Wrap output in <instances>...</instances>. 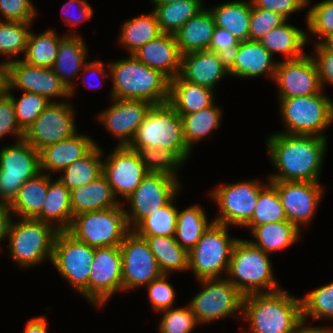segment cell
<instances>
[{
    "mask_svg": "<svg viewBox=\"0 0 333 333\" xmlns=\"http://www.w3.org/2000/svg\"><path fill=\"white\" fill-rule=\"evenodd\" d=\"M267 150L277 174L269 182H318L327 149V138L277 132L266 140Z\"/></svg>",
    "mask_w": 333,
    "mask_h": 333,
    "instance_id": "cell-1",
    "label": "cell"
},
{
    "mask_svg": "<svg viewBox=\"0 0 333 333\" xmlns=\"http://www.w3.org/2000/svg\"><path fill=\"white\" fill-rule=\"evenodd\" d=\"M242 315L250 323L243 333H297L303 324L301 299L282 289L244 296Z\"/></svg>",
    "mask_w": 333,
    "mask_h": 333,
    "instance_id": "cell-2",
    "label": "cell"
},
{
    "mask_svg": "<svg viewBox=\"0 0 333 333\" xmlns=\"http://www.w3.org/2000/svg\"><path fill=\"white\" fill-rule=\"evenodd\" d=\"M108 71L113 81L112 98L144 100L153 105L168 102L169 79L139 62L134 55L108 63Z\"/></svg>",
    "mask_w": 333,
    "mask_h": 333,
    "instance_id": "cell-3",
    "label": "cell"
},
{
    "mask_svg": "<svg viewBox=\"0 0 333 333\" xmlns=\"http://www.w3.org/2000/svg\"><path fill=\"white\" fill-rule=\"evenodd\" d=\"M269 256L249 240L238 238L232 250L227 279L244 296L279 290Z\"/></svg>",
    "mask_w": 333,
    "mask_h": 333,
    "instance_id": "cell-4",
    "label": "cell"
},
{
    "mask_svg": "<svg viewBox=\"0 0 333 333\" xmlns=\"http://www.w3.org/2000/svg\"><path fill=\"white\" fill-rule=\"evenodd\" d=\"M129 147L135 151L141 147L170 149L185 161L191 152L184 141L181 117L168 102L150 108Z\"/></svg>",
    "mask_w": 333,
    "mask_h": 333,
    "instance_id": "cell-5",
    "label": "cell"
},
{
    "mask_svg": "<svg viewBox=\"0 0 333 333\" xmlns=\"http://www.w3.org/2000/svg\"><path fill=\"white\" fill-rule=\"evenodd\" d=\"M21 219V220H20ZM11 220L7 240L12 260L21 267H30L50 260L52 262L56 226L33 218Z\"/></svg>",
    "mask_w": 333,
    "mask_h": 333,
    "instance_id": "cell-6",
    "label": "cell"
},
{
    "mask_svg": "<svg viewBox=\"0 0 333 333\" xmlns=\"http://www.w3.org/2000/svg\"><path fill=\"white\" fill-rule=\"evenodd\" d=\"M279 99L286 129L281 133L327 138L324 131L333 123V101L323 91L310 96Z\"/></svg>",
    "mask_w": 333,
    "mask_h": 333,
    "instance_id": "cell-7",
    "label": "cell"
},
{
    "mask_svg": "<svg viewBox=\"0 0 333 333\" xmlns=\"http://www.w3.org/2000/svg\"><path fill=\"white\" fill-rule=\"evenodd\" d=\"M122 205L75 215L67 231L94 248L120 246L131 231Z\"/></svg>",
    "mask_w": 333,
    "mask_h": 333,
    "instance_id": "cell-8",
    "label": "cell"
},
{
    "mask_svg": "<svg viewBox=\"0 0 333 333\" xmlns=\"http://www.w3.org/2000/svg\"><path fill=\"white\" fill-rule=\"evenodd\" d=\"M237 238L229 237L228 226L211 221L201 239L188 252L189 270L197 280L219 277L228 271Z\"/></svg>",
    "mask_w": 333,
    "mask_h": 333,
    "instance_id": "cell-9",
    "label": "cell"
},
{
    "mask_svg": "<svg viewBox=\"0 0 333 333\" xmlns=\"http://www.w3.org/2000/svg\"><path fill=\"white\" fill-rule=\"evenodd\" d=\"M41 173L40 153L25 139L0 150V203L11 204L21 186Z\"/></svg>",
    "mask_w": 333,
    "mask_h": 333,
    "instance_id": "cell-10",
    "label": "cell"
},
{
    "mask_svg": "<svg viewBox=\"0 0 333 333\" xmlns=\"http://www.w3.org/2000/svg\"><path fill=\"white\" fill-rule=\"evenodd\" d=\"M204 287L189 302V307L199 324L213 322L227 316L235 317L242 314L244 295L228 279H200Z\"/></svg>",
    "mask_w": 333,
    "mask_h": 333,
    "instance_id": "cell-11",
    "label": "cell"
},
{
    "mask_svg": "<svg viewBox=\"0 0 333 333\" xmlns=\"http://www.w3.org/2000/svg\"><path fill=\"white\" fill-rule=\"evenodd\" d=\"M94 247L76 239L67 230L58 231L51 264L88 301V281Z\"/></svg>",
    "mask_w": 333,
    "mask_h": 333,
    "instance_id": "cell-12",
    "label": "cell"
},
{
    "mask_svg": "<svg viewBox=\"0 0 333 333\" xmlns=\"http://www.w3.org/2000/svg\"><path fill=\"white\" fill-rule=\"evenodd\" d=\"M179 179L166 173L147 174L136 190L123 202L130 204L131 212L124 211L133 230L150 213L167 205L181 191Z\"/></svg>",
    "mask_w": 333,
    "mask_h": 333,
    "instance_id": "cell-13",
    "label": "cell"
},
{
    "mask_svg": "<svg viewBox=\"0 0 333 333\" xmlns=\"http://www.w3.org/2000/svg\"><path fill=\"white\" fill-rule=\"evenodd\" d=\"M267 184L259 180L240 181L220 186L210 192L219 206V215L213 221L223 225L245 227L251 220L259 192Z\"/></svg>",
    "mask_w": 333,
    "mask_h": 333,
    "instance_id": "cell-14",
    "label": "cell"
},
{
    "mask_svg": "<svg viewBox=\"0 0 333 333\" xmlns=\"http://www.w3.org/2000/svg\"><path fill=\"white\" fill-rule=\"evenodd\" d=\"M123 291L147 286L163 275L146 239L131 230L120 244Z\"/></svg>",
    "mask_w": 333,
    "mask_h": 333,
    "instance_id": "cell-15",
    "label": "cell"
},
{
    "mask_svg": "<svg viewBox=\"0 0 333 333\" xmlns=\"http://www.w3.org/2000/svg\"><path fill=\"white\" fill-rule=\"evenodd\" d=\"M88 281V301L102 306L118 291H123L120 246L94 248Z\"/></svg>",
    "mask_w": 333,
    "mask_h": 333,
    "instance_id": "cell-16",
    "label": "cell"
},
{
    "mask_svg": "<svg viewBox=\"0 0 333 333\" xmlns=\"http://www.w3.org/2000/svg\"><path fill=\"white\" fill-rule=\"evenodd\" d=\"M74 109L68 102H50L24 133V139L37 151L77 132Z\"/></svg>",
    "mask_w": 333,
    "mask_h": 333,
    "instance_id": "cell-17",
    "label": "cell"
},
{
    "mask_svg": "<svg viewBox=\"0 0 333 333\" xmlns=\"http://www.w3.org/2000/svg\"><path fill=\"white\" fill-rule=\"evenodd\" d=\"M103 161V175L116 196L125 200L136 190L150 172L141 162L139 154L129 146H116Z\"/></svg>",
    "mask_w": 333,
    "mask_h": 333,
    "instance_id": "cell-18",
    "label": "cell"
},
{
    "mask_svg": "<svg viewBox=\"0 0 333 333\" xmlns=\"http://www.w3.org/2000/svg\"><path fill=\"white\" fill-rule=\"evenodd\" d=\"M273 80L278 85L279 98L310 96L323 91L316 64L308 54L277 62Z\"/></svg>",
    "mask_w": 333,
    "mask_h": 333,
    "instance_id": "cell-19",
    "label": "cell"
},
{
    "mask_svg": "<svg viewBox=\"0 0 333 333\" xmlns=\"http://www.w3.org/2000/svg\"><path fill=\"white\" fill-rule=\"evenodd\" d=\"M270 183L277 189L287 220L299 229L309 224L324 193L323 186L309 181Z\"/></svg>",
    "mask_w": 333,
    "mask_h": 333,
    "instance_id": "cell-20",
    "label": "cell"
},
{
    "mask_svg": "<svg viewBox=\"0 0 333 333\" xmlns=\"http://www.w3.org/2000/svg\"><path fill=\"white\" fill-rule=\"evenodd\" d=\"M9 90L15 88L23 92L42 95L50 102L55 97H70L69 90L51 68L34 66L22 59L8 60Z\"/></svg>",
    "mask_w": 333,
    "mask_h": 333,
    "instance_id": "cell-21",
    "label": "cell"
},
{
    "mask_svg": "<svg viewBox=\"0 0 333 333\" xmlns=\"http://www.w3.org/2000/svg\"><path fill=\"white\" fill-rule=\"evenodd\" d=\"M113 104L98 115L103 126L120 141L118 146H129L139 126L153 106L138 99H116Z\"/></svg>",
    "mask_w": 333,
    "mask_h": 333,
    "instance_id": "cell-22",
    "label": "cell"
},
{
    "mask_svg": "<svg viewBox=\"0 0 333 333\" xmlns=\"http://www.w3.org/2000/svg\"><path fill=\"white\" fill-rule=\"evenodd\" d=\"M229 76L228 60L209 50L181 55L179 76L191 83L215 91L218 81Z\"/></svg>",
    "mask_w": 333,
    "mask_h": 333,
    "instance_id": "cell-23",
    "label": "cell"
},
{
    "mask_svg": "<svg viewBox=\"0 0 333 333\" xmlns=\"http://www.w3.org/2000/svg\"><path fill=\"white\" fill-rule=\"evenodd\" d=\"M273 58L259 41H241L228 59L229 75L249 79L266 74L274 79L277 62Z\"/></svg>",
    "mask_w": 333,
    "mask_h": 333,
    "instance_id": "cell-24",
    "label": "cell"
},
{
    "mask_svg": "<svg viewBox=\"0 0 333 333\" xmlns=\"http://www.w3.org/2000/svg\"><path fill=\"white\" fill-rule=\"evenodd\" d=\"M133 55L139 62L160 71L169 80L179 75L181 54L172 34H160L140 47Z\"/></svg>",
    "mask_w": 333,
    "mask_h": 333,
    "instance_id": "cell-25",
    "label": "cell"
},
{
    "mask_svg": "<svg viewBox=\"0 0 333 333\" xmlns=\"http://www.w3.org/2000/svg\"><path fill=\"white\" fill-rule=\"evenodd\" d=\"M96 142L88 135L75 133L54 144L48 145L39 151L41 172L51 171L55 174L62 171L74 161L87 155Z\"/></svg>",
    "mask_w": 333,
    "mask_h": 333,
    "instance_id": "cell-26",
    "label": "cell"
},
{
    "mask_svg": "<svg viewBox=\"0 0 333 333\" xmlns=\"http://www.w3.org/2000/svg\"><path fill=\"white\" fill-rule=\"evenodd\" d=\"M70 31L69 34L60 41L56 60L52 66V71L59 77L61 82L69 90V95L73 96L74 84L70 77H76L84 68L87 57V48L82 37Z\"/></svg>",
    "mask_w": 333,
    "mask_h": 333,
    "instance_id": "cell-27",
    "label": "cell"
},
{
    "mask_svg": "<svg viewBox=\"0 0 333 333\" xmlns=\"http://www.w3.org/2000/svg\"><path fill=\"white\" fill-rule=\"evenodd\" d=\"M214 90L182 79L179 75L169 80L168 103L178 114H190L215 103Z\"/></svg>",
    "mask_w": 333,
    "mask_h": 333,
    "instance_id": "cell-28",
    "label": "cell"
},
{
    "mask_svg": "<svg viewBox=\"0 0 333 333\" xmlns=\"http://www.w3.org/2000/svg\"><path fill=\"white\" fill-rule=\"evenodd\" d=\"M215 27V19L208 8L186 21L174 34L180 54L208 50Z\"/></svg>",
    "mask_w": 333,
    "mask_h": 333,
    "instance_id": "cell-29",
    "label": "cell"
},
{
    "mask_svg": "<svg viewBox=\"0 0 333 333\" xmlns=\"http://www.w3.org/2000/svg\"><path fill=\"white\" fill-rule=\"evenodd\" d=\"M70 204L73 217L80 213L117 207V201L110 184L102 174L91 183L70 191Z\"/></svg>",
    "mask_w": 333,
    "mask_h": 333,
    "instance_id": "cell-30",
    "label": "cell"
},
{
    "mask_svg": "<svg viewBox=\"0 0 333 333\" xmlns=\"http://www.w3.org/2000/svg\"><path fill=\"white\" fill-rule=\"evenodd\" d=\"M54 225L59 231L68 230L73 221L70 204V190L60 180H50L46 199L44 200L41 213L35 218Z\"/></svg>",
    "mask_w": 333,
    "mask_h": 333,
    "instance_id": "cell-31",
    "label": "cell"
},
{
    "mask_svg": "<svg viewBox=\"0 0 333 333\" xmlns=\"http://www.w3.org/2000/svg\"><path fill=\"white\" fill-rule=\"evenodd\" d=\"M308 35L305 31L290 25L287 20L280 26L275 27L258 41L272 54L283 53L285 60L302 57L303 48L307 44Z\"/></svg>",
    "mask_w": 333,
    "mask_h": 333,
    "instance_id": "cell-32",
    "label": "cell"
},
{
    "mask_svg": "<svg viewBox=\"0 0 333 333\" xmlns=\"http://www.w3.org/2000/svg\"><path fill=\"white\" fill-rule=\"evenodd\" d=\"M51 179L50 173L41 172L36 177L27 180L10 204L12 214L18 218L35 219L41 213Z\"/></svg>",
    "mask_w": 333,
    "mask_h": 333,
    "instance_id": "cell-33",
    "label": "cell"
},
{
    "mask_svg": "<svg viewBox=\"0 0 333 333\" xmlns=\"http://www.w3.org/2000/svg\"><path fill=\"white\" fill-rule=\"evenodd\" d=\"M250 232L257 240L249 241L268 254L285 249L300 238V229L288 220L255 226Z\"/></svg>",
    "mask_w": 333,
    "mask_h": 333,
    "instance_id": "cell-34",
    "label": "cell"
},
{
    "mask_svg": "<svg viewBox=\"0 0 333 333\" xmlns=\"http://www.w3.org/2000/svg\"><path fill=\"white\" fill-rule=\"evenodd\" d=\"M217 27L228 30L238 40H249L251 0L231 1L209 9Z\"/></svg>",
    "mask_w": 333,
    "mask_h": 333,
    "instance_id": "cell-35",
    "label": "cell"
},
{
    "mask_svg": "<svg viewBox=\"0 0 333 333\" xmlns=\"http://www.w3.org/2000/svg\"><path fill=\"white\" fill-rule=\"evenodd\" d=\"M146 239L163 274L189 270L188 251L182 248L174 236H141Z\"/></svg>",
    "mask_w": 333,
    "mask_h": 333,
    "instance_id": "cell-36",
    "label": "cell"
},
{
    "mask_svg": "<svg viewBox=\"0 0 333 333\" xmlns=\"http://www.w3.org/2000/svg\"><path fill=\"white\" fill-rule=\"evenodd\" d=\"M103 151L98 144L85 156L62 170L58 178L70 191L95 181L103 174Z\"/></svg>",
    "mask_w": 333,
    "mask_h": 333,
    "instance_id": "cell-37",
    "label": "cell"
},
{
    "mask_svg": "<svg viewBox=\"0 0 333 333\" xmlns=\"http://www.w3.org/2000/svg\"><path fill=\"white\" fill-rule=\"evenodd\" d=\"M120 32L119 42L130 55L162 34L153 10L148 15L144 13L128 20L121 26Z\"/></svg>",
    "mask_w": 333,
    "mask_h": 333,
    "instance_id": "cell-38",
    "label": "cell"
},
{
    "mask_svg": "<svg viewBox=\"0 0 333 333\" xmlns=\"http://www.w3.org/2000/svg\"><path fill=\"white\" fill-rule=\"evenodd\" d=\"M202 0H177L154 5V13L162 33L174 35L190 18L204 9Z\"/></svg>",
    "mask_w": 333,
    "mask_h": 333,
    "instance_id": "cell-39",
    "label": "cell"
},
{
    "mask_svg": "<svg viewBox=\"0 0 333 333\" xmlns=\"http://www.w3.org/2000/svg\"><path fill=\"white\" fill-rule=\"evenodd\" d=\"M221 110L215 103L205 109L190 114H179L182 120L183 137L191 150L192 146L211 135L219 127Z\"/></svg>",
    "mask_w": 333,
    "mask_h": 333,
    "instance_id": "cell-40",
    "label": "cell"
},
{
    "mask_svg": "<svg viewBox=\"0 0 333 333\" xmlns=\"http://www.w3.org/2000/svg\"><path fill=\"white\" fill-rule=\"evenodd\" d=\"M206 212L199 205L178 210L177 225L174 238L179 245L188 252L201 239L204 231L209 227Z\"/></svg>",
    "mask_w": 333,
    "mask_h": 333,
    "instance_id": "cell-41",
    "label": "cell"
},
{
    "mask_svg": "<svg viewBox=\"0 0 333 333\" xmlns=\"http://www.w3.org/2000/svg\"><path fill=\"white\" fill-rule=\"evenodd\" d=\"M65 36L59 37L53 29H48L40 34H34L30 31L26 52L22 60L30 65L52 68L60 41Z\"/></svg>",
    "mask_w": 333,
    "mask_h": 333,
    "instance_id": "cell-42",
    "label": "cell"
},
{
    "mask_svg": "<svg viewBox=\"0 0 333 333\" xmlns=\"http://www.w3.org/2000/svg\"><path fill=\"white\" fill-rule=\"evenodd\" d=\"M287 221L277 189L268 181L259 192L256 207L250 222L245 226L252 230L265 223Z\"/></svg>",
    "mask_w": 333,
    "mask_h": 333,
    "instance_id": "cell-43",
    "label": "cell"
},
{
    "mask_svg": "<svg viewBox=\"0 0 333 333\" xmlns=\"http://www.w3.org/2000/svg\"><path fill=\"white\" fill-rule=\"evenodd\" d=\"M175 199L150 213L133 230L139 236H174L178 215V209L173 204Z\"/></svg>",
    "mask_w": 333,
    "mask_h": 333,
    "instance_id": "cell-44",
    "label": "cell"
},
{
    "mask_svg": "<svg viewBox=\"0 0 333 333\" xmlns=\"http://www.w3.org/2000/svg\"><path fill=\"white\" fill-rule=\"evenodd\" d=\"M146 169L152 173H166L177 177V170L185 160L174 150L141 147L136 151Z\"/></svg>",
    "mask_w": 333,
    "mask_h": 333,
    "instance_id": "cell-45",
    "label": "cell"
},
{
    "mask_svg": "<svg viewBox=\"0 0 333 333\" xmlns=\"http://www.w3.org/2000/svg\"><path fill=\"white\" fill-rule=\"evenodd\" d=\"M32 22L0 20V54L14 56L25 54Z\"/></svg>",
    "mask_w": 333,
    "mask_h": 333,
    "instance_id": "cell-46",
    "label": "cell"
},
{
    "mask_svg": "<svg viewBox=\"0 0 333 333\" xmlns=\"http://www.w3.org/2000/svg\"><path fill=\"white\" fill-rule=\"evenodd\" d=\"M301 307L303 323L307 317L333 320V282L308 293L301 299Z\"/></svg>",
    "mask_w": 333,
    "mask_h": 333,
    "instance_id": "cell-47",
    "label": "cell"
},
{
    "mask_svg": "<svg viewBox=\"0 0 333 333\" xmlns=\"http://www.w3.org/2000/svg\"><path fill=\"white\" fill-rule=\"evenodd\" d=\"M10 92L11 90L8 91V96L14 104L17 122L19 127L26 132L50 101L42 95L32 92H23L22 96L16 99Z\"/></svg>",
    "mask_w": 333,
    "mask_h": 333,
    "instance_id": "cell-48",
    "label": "cell"
},
{
    "mask_svg": "<svg viewBox=\"0 0 333 333\" xmlns=\"http://www.w3.org/2000/svg\"><path fill=\"white\" fill-rule=\"evenodd\" d=\"M161 312L163 316L158 326L160 333H191L199 324L189 305Z\"/></svg>",
    "mask_w": 333,
    "mask_h": 333,
    "instance_id": "cell-49",
    "label": "cell"
},
{
    "mask_svg": "<svg viewBox=\"0 0 333 333\" xmlns=\"http://www.w3.org/2000/svg\"><path fill=\"white\" fill-rule=\"evenodd\" d=\"M306 24L310 33L322 38L333 33V0H323L312 6L306 14Z\"/></svg>",
    "mask_w": 333,
    "mask_h": 333,
    "instance_id": "cell-50",
    "label": "cell"
},
{
    "mask_svg": "<svg viewBox=\"0 0 333 333\" xmlns=\"http://www.w3.org/2000/svg\"><path fill=\"white\" fill-rule=\"evenodd\" d=\"M286 19L280 14L265 9L255 8L251 3L249 22V40H259L275 27L280 26Z\"/></svg>",
    "mask_w": 333,
    "mask_h": 333,
    "instance_id": "cell-51",
    "label": "cell"
},
{
    "mask_svg": "<svg viewBox=\"0 0 333 333\" xmlns=\"http://www.w3.org/2000/svg\"><path fill=\"white\" fill-rule=\"evenodd\" d=\"M168 275L163 274L151 281L147 286V295L151 307L156 312L173 308L176 292L173 286L167 281Z\"/></svg>",
    "mask_w": 333,
    "mask_h": 333,
    "instance_id": "cell-52",
    "label": "cell"
},
{
    "mask_svg": "<svg viewBox=\"0 0 333 333\" xmlns=\"http://www.w3.org/2000/svg\"><path fill=\"white\" fill-rule=\"evenodd\" d=\"M0 13L5 21L34 22L37 11L31 0H0Z\"/></svg>",
    "mask_w": 333,
    "mask_h": 333,
    "instance_id": "cell-53",
    "label": "cell"
},
{
    "mask_svg": "<svg viewBox=\"0 0 333 333\" xmlns=\"http://www.w3.org/2000/svg\"><path fill=\"white\" fill-rule=\"evenodd\" d=\"M24 133L17 122L12 99L8 95L0 98V139L6 134H13L19 141L24 139Z\"/></svg>",
    "mask_w": 333,
    "mask_h": 333,
    "instance_id": "cell-54",
    "label": "cell"
},
{
    "mask_svg": "<svg viewBox=\"0 0 333 333\" xmlns=\"http://www.w3.org/2000/svg\"><path fill=\"white\" fill-rule=\"evenodd\" d=\"M309 2V0H251L253 7L274 11L286 20L292 13L308 6Z\"/></svg>",
    "mask_w": 333,
    "mask_h": 333,
    "instance_id": "cell-55",
    "label": "cell"
},
{
    "mask_svg": "<svg viewBox=\"0 0 333 333\" xmlns=\"http://www.w3.org/2000/svg\"><path fill=\"white\" fill-rule=\"evenodd\" d=\"M240 42L228 30L216 26L208 50L216 52L228 60Z\"/></svg>",
    "mask_w": 333,
    "mask_h": 333,
    "instance_id": "cell-56",
    "label": "cell"
},
{
    "mask_svg": "<svg viewBox=\"0 0 333 333\" xmlns=\"http://www.w3.org/2000/svg\"><path fill=\"white\" fill-rule=\"evenodd\" d=\"M316 56H312L318 71L321 87L330 83L333 85V52L328 51L321 43H315ZM316 58V59H315Z\"/></svg>",
    "mask_w": 333,
    "mask_h": 333,
    "instance_id": "cell-57",
    "label": "cell"
},
{
    "mask_svg": "<svg viewBox=\"0 0 333 333\" xmlns=\"http://www.w3.org/2000/svg\"><path fill=\"white\" fill-rule=\"evenodd\" d=\"M78 4V5H77ZM73 6H76L80 13H78L79 17H76L77 15L73 14L72 16H69V14H62L63 15V20L67 23V24H71V26L78 25L80 22L82 21H86L88 19H91L93 17V10L92 7L90 6V4L88 2H86V0H69L67 3H65L62 7V12L63 11H69L71 10V8H73Z\"/></svg>",
    "mask_w": 333,
    "mask_h": 333,
    "instance_id": "cell-58",
    "label": "cell"
},
{
    "mask_svg": "<svg viewBox=\"0 0 333 333\" xmlns=\"http://www.w3.org/2000/svg\"><path fill=\"white\" fill-rule=\"evenodd\" d=\"M9 204L0 203V242L8 235L13 214Z\"/></svg>",
    "mask_w": 333,
    "mask_h": 333,
    "instance_id": "cell-59",
    "label": "cell"
},
{
    "mask_svg": "<svg viewBox=\"0 0 333 333\" xmlns=\"http://www.w3.org/2000/svg\"><path fill=\"white\" fill-rule=\"evenodd\" d=\"M47 325L45 315L32 318L26 323L25 333H47Z\"/></svg>",
    "mask_w": 333,
    "mask_h": 333,
    "instance_id": "cell-60",
    "label": "cell"
},
{
    "mask_svg": "<svg viewBox=\"0 0 333 333\" xmlns=\"http://www.w3.org/2000/svg\"><path fill=\"white\" fill-rule=\"evenodd\" d=\"M106 67L107 66H104V63L102 61H93V62H87L83 68V72L82 74L84 73H87V72H90L89 74H99V75H106L107 77L110 76V71L109 73H105L106 72ZM85 83V80L83 81ZM101 82V81H100ZM85 85L87 86V84L85 83ZM91 88H95L97 87V85H94L92 86V84H88ZM100 86V85H99Z\"/></svg>",
    "mask_w": 333,
    "mask_h": 333,
    "instance_id": "cell-61",
    "label": "cell"
},
{
    "mask_svg": "<svg viewBox=\"0 0 333 333\" xmlns=\"http://www.w3.org/2000/svg\"><path fill=\"white\" fill-rule=\"evenodd\" d=\"M9 91V71L6 60L0 64V98L6 97Z\"/></svg>",
    "mask_w": 333,
    "mask_h": 333,
    "instance_id": "cell-62",
    "label": "cell"
},
{
    "mask_svg": "<svg viewBox=\"0 0 333 333\" xmlns=\"http://www.w3.org/2000/svg\"><path fill=\"white\" fill-rule=\"evenodd\" d=\"M297 333H333V328L329 327H307L303 323Z\"/></svg>",
    "mask_w": 333,
    "mask_h": 333,
    "instance_id": "cell-63",
    "label": "cell"
},
{
    "mask_svg": "<svg viewBox=\"0 0 333 333\" xmlns=\"http://www.w3.org/2000/svg\"><path fill=\"white\" fill-rule=\"evenodd\" d=\"M315 43H321L328 51L333 52V33Z\"/></svg>",
    "mask_w": 333,
    "mask_h": 333,
    "instance_id": "cell-64",
    "label": "cell"
},
{
    "mask_svg": "<svg viewBox=\"0 0 333 333\" xmlns=\"http://www.w3.org/2000/svg\"><path fill=\"white\" fill-rule=\"evenodd\" d=\"M177 0H151V3H154V5H164L167 3H171Z\"/></svg>",
    "mask_w": 333,
    "mask_h": 333,
    "instance_id": "cell-65",
    "label": "cell"
}]
</instances>
